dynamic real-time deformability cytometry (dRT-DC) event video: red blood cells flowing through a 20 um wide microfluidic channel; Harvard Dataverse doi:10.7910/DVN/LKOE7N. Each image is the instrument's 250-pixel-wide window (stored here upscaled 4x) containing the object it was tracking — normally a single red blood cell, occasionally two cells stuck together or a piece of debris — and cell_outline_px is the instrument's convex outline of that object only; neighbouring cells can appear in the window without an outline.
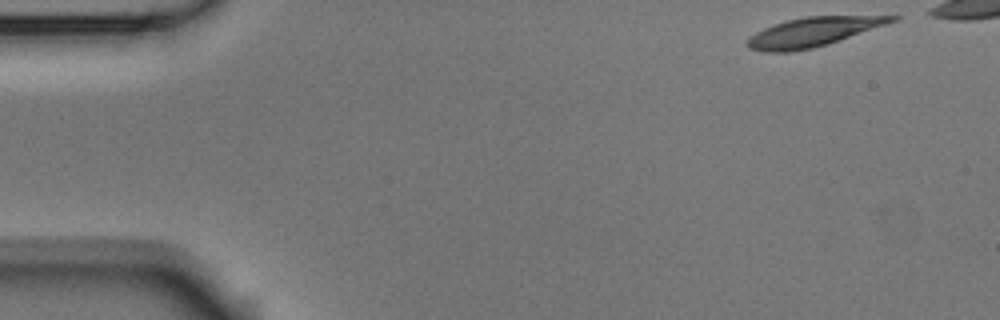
{"species": "Egyptian fruit bat (a non-hibernating species)", "species_latin": "Rousettus aegyptiacus", "temperature_condition": "room temperature", "stored_images_in_passage": 5, "camera_frame_rate_fps": 3000, "um_per_image_px": 0.085, "animal": {"sex": "male"}, "frame": {"image": 1, "passage_image": 1, "time_ms": 0.0, "image_size_px": [1000, 320], "cell_outline_px": [[900, 20], [828, 44], [812, 48], [792, 52], [764, 52], [748, 48], [748, 40], [756, 32], [764, 28], [788, 20], [804, 16], [900, 16]], "centroid_in_image_um": [69.15, 2.72], "position_along_channel_um": 15.9, "area_um2": 24.33}}